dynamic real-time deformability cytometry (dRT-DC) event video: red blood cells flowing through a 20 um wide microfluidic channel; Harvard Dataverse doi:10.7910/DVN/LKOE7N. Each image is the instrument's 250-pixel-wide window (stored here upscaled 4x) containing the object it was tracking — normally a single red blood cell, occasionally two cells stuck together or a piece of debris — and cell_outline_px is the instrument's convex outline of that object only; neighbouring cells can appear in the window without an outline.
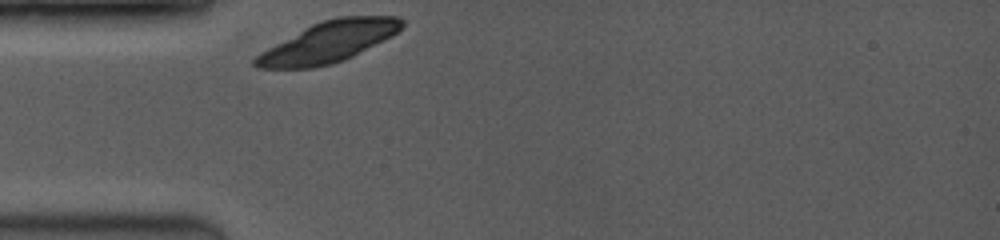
{"species": "common noctule bat (a hibernating species)", "species_latin": "Nyctalus noctula", "temperature_condition": "room temperature", "stored_images_in_passage": 1, "camera_frame_rate_fps": 3500, "um_per_image_px": 0.085, "animal": {"sex": "female", "body_mass_g": 19.0, "forearm_length_mm": 53.3}, "frame": {"image": 1, "passage_image": 1, "time_ms": 0.0, "image_size_px": [1000, 240], "cell_outline_px": [[404, 24], [392, 36], [344, 60], [332, 64], [312, 68], [256, 68], [252, 64], [252, 60], [260, 52], [304, 28], [312, 24], [336, 16], [396, 16], [404, 20]], "centroid_in_image_um": [27.91, 3.57], "position_along_channel_um": 57.1, "area_um2": 34.68}}